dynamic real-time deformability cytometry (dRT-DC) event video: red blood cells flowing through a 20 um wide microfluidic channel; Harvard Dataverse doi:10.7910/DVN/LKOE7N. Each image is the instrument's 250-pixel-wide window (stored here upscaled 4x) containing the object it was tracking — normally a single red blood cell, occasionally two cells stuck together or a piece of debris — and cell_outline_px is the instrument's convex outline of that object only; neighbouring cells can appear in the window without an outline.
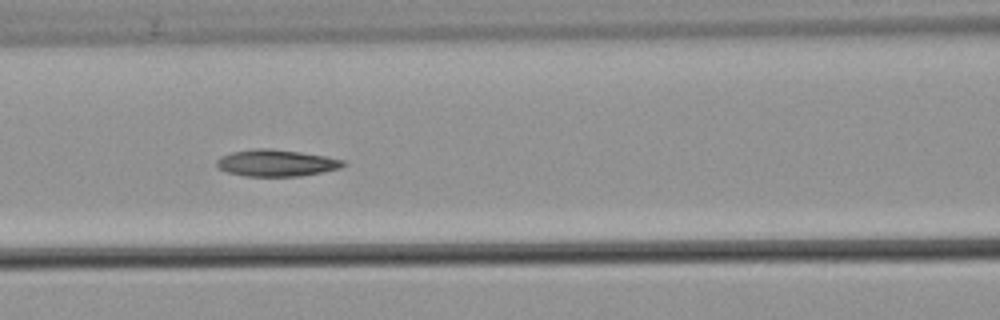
{"species": "common noctule bat (a hibernating species)", "species_latin": "Nyctalus noctula", "temperature_condition": "warm", "stored_images_in_passage": 55, "camera_frame_rate_fps": 3000, "um_per_image_px": 0.085, "animal": {"sex": "male", "body_mass_g": 21.5, "forearm_length_mm": 52.0}, "frame": {"image": 1, "passage_image": 24, "time_ms": 7.667, "image_size_px": [1000, 320], "cell_outline_px": [[348, 164], [340, 168], [300, 176], [244, 176], [228, 172], [220, 168], [216, 164], [216, 160], [220, 156], [232, 152], [256, 148], [272, 148], [300, 152], [324, 156], [344, 160]], "centroid_in_image_um": [23.48, 13.84], "position_along_channel_um": 143.1, "area_um2": 19.65}}
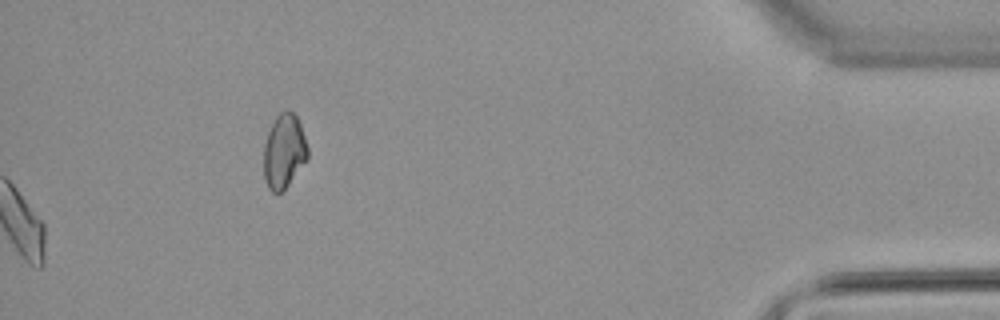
{"frame": {"image": 2, "passage_image": 55, "time_ms": 18.0, "image_size_px": [1000, 320], "cell_outline_px": [[308, 156], [288, 184], [280, 192], [272, 192], [268, 188], [264, 180], [264, 144], [268, 132], [276, 116], [284, 108], [288, 108], [296, 116], [300, 124], [308, 148]], "centroid_in_image_um": [24.12, 12.82], "position_along_channel_um": 411.1, "area_um2": 18.79}, "authors_computed_cell_mechanics": {"area_um2": 19.652, "velocity_mm_per_s": 3.8069, "shape_relaxation_time_tau1_ms": 8.0435, "shape_relaxation_time_tau2_ms": 9.3646, "deformation_change_tau1": 0.1715, "deformation_change_tau2": 0.1842}}